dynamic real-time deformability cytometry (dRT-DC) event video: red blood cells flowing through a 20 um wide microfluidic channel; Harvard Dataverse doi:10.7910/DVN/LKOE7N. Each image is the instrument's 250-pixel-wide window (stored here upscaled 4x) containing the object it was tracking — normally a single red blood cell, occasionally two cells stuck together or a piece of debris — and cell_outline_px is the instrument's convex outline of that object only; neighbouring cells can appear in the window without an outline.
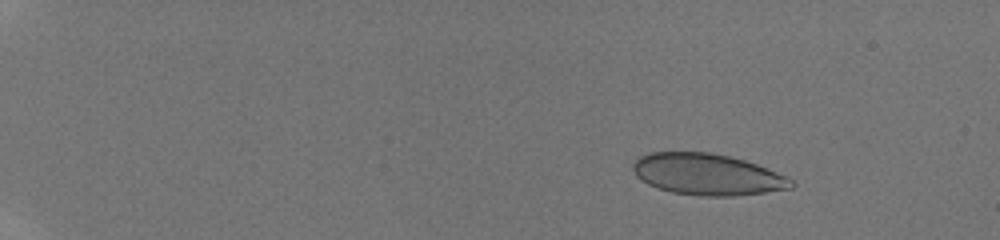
{"species": "human", "species_latin": "Homo sapiens", "temperature_condition": "room temperature", "stored_images_in_passage": 36, "camera_frame_rate_fps": 3000, "um_per_image_px": 0.085, "donor": {"sex": "male"}, "frame": {"image": 1, "passage_image": 7, "time_ms": 2.333, "image_size_px": [1000, 240], "cell_outline_px": [[796, 184], [792, 188], [736, 196], [700, 196], [672, 192], [648, 184], [636, 176], [632, 168], [632, 164], [640, 156], [648, 152], [708, 152], [728, 156], [744, 160], [756, 164], [784, 176], [792, 180]], "centroid_in_image_um": [60.09, 14.82], "position_along_channel_um": 24.9, "area_um2": 37.92}}
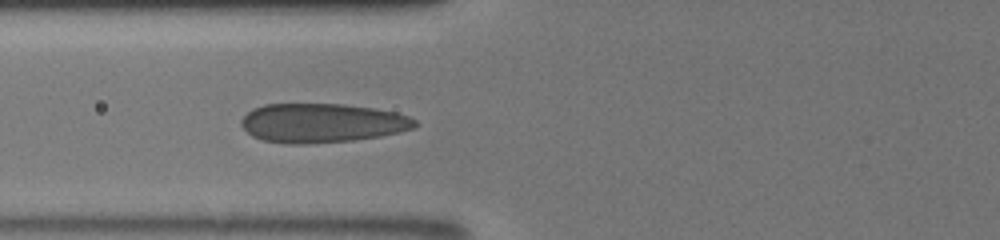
{"frame": {"image": 2, "passage_image": 21, "time_ms": 7.667, "image_size_px": [1000, 240], "cell_outline_px": [[420, 124], [416, 128], [400, 132], [380, 136], [352, 140], [308, 144], [284, 144], [264, 140], [252, 136], [240, 124], [240, 120], [252, 108], [264, 104], [344, 104], [372, 108], [396, 112], [408, 116], [416, 120]], "centroid_in_image_um": [27.39, 10.45], "position_along_channel_um": 98.4, "area_um2": 39.88}}
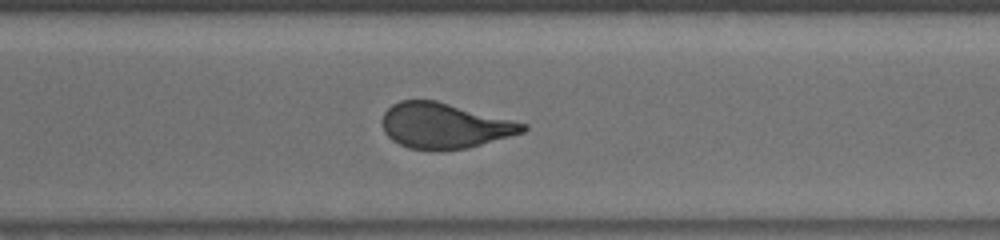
{"frame": {"image": 3, "passage_image": 36, "time_ms": 13.333, "image_size_px": [1000, 240], "cell_outline_px": [[528, 128], [524, 132], [468, 148], [440, 152], [432, 152], [408, 148], [392, 140], [384, 132], [384, 112], [392, 104], [400, 100], [436, 100], [528, 124]], "centroid_in_image_um": [37.78, 10.71], "position_along_channel_um": 332.8, "area_um2": 37.45}}